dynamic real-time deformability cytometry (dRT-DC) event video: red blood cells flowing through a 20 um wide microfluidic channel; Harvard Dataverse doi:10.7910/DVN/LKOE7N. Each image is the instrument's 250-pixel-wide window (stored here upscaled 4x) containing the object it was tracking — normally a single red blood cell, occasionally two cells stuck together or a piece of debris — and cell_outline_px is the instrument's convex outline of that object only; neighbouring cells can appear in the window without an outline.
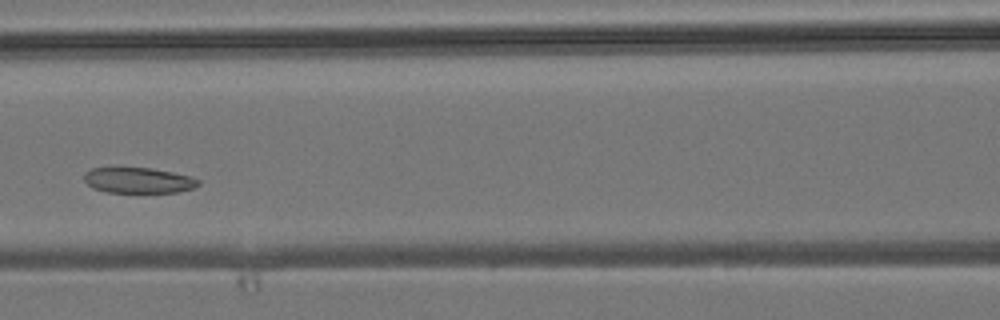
{"species": "common noctule bat (a hibernating species)", "species_latin": "Nyctalus noctula", "temperature_condition": "room temperature", "stored_images_in_passage": 4, "camera_frame_rate_fps": 3000, "um_per_image_px": 0.085, "animal": {"sex": "male", "body_mass_g": 19.2, "forearm_length_mm": 51.8}, "frame": {"image": 1, "passage_image": 4, "time_ms": 3.333, "image_size_px": [1000, 320], "cell_outline_px": [[200, 184], [192, 188], [176, 192], [104, 192], [92, 188], [84, 180], [84, 172], [92, 168], [152, 168], [172, 172], [188, 176], [200, 180]], "centroid_in_image_um": [11.73, 15.33], "position_along_channel_um": 154.9, "area_um2": 16.94}}